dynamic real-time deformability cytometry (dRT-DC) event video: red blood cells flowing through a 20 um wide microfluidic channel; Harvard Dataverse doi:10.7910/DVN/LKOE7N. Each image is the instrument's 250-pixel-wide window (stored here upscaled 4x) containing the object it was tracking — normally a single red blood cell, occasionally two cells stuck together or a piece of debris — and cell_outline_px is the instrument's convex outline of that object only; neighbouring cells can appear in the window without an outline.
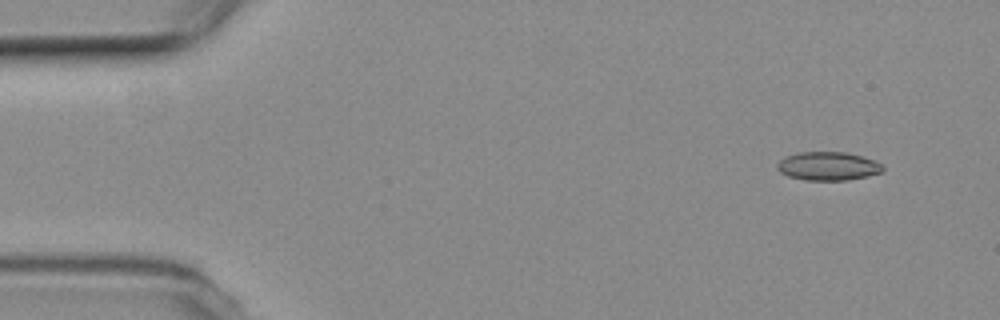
{"species": "common noctule bat (a hibernating species)", "species_latin": "Nyctalus noctula", "temperature_condition": "room temperature", "stored_images_in_passage": 51, "camera_frame_rate_fps": 3000, "um_per_image_px": 0.085, "animal": {"sex": "female", "body_mass_g": 19.3, "forearm_length_mm": 54.1}, "frame": {"image": 1, "passage_image": 1, "time_ms": 0.0, "image_size_px": [1000, 320], "cell_outline_px": [[884, 168], [880, 172], [868, 176], [848, 180], [804, 180], [788, 176], [780, 172], [776, 168], [776, 164], [780, 160], [796, 152], [848, 152], [872, 160], [880, 164]], "centroid_in_image_um": [70.34, 14.12], "position_along_channel_um": 14.7, "area_um2": 17.46}}
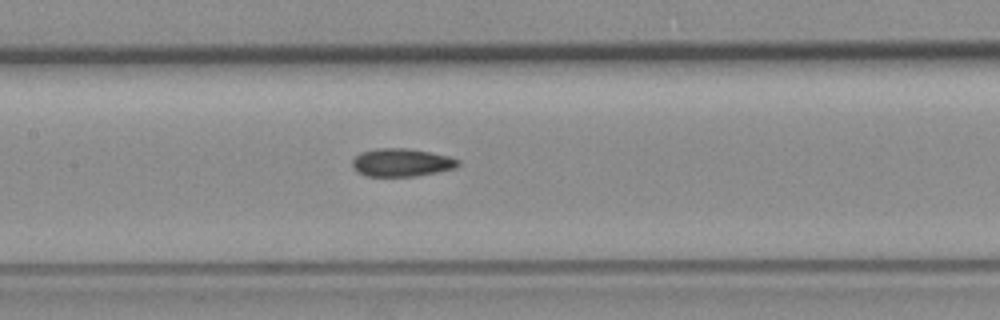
{"frame": {"image": 2, "passage_image": 22, "time_ms": 7.0, "image_size_px": [1000, 320], "cell_outline_px": [[460, 164], [456, 168], [416, 176], [364, 176], [356, 172], [352, 168], [352, 160], [360, 152], [376, 148], [408, 148], [448, 156], [460, 160]], "centroid_in_image_um": [34.09, 13.81], "position_along_channel_um": 173.3, "area_um2": 17.4}}
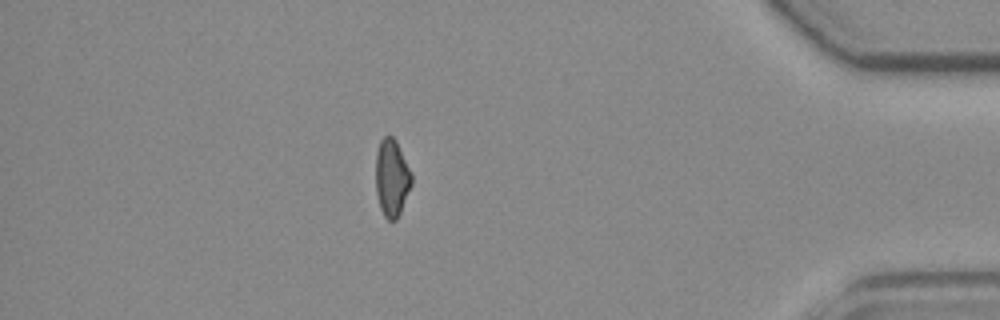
{"frame": {"image": 3, "passage_image": 44, "time_ms": 14.333, "image_size_px": [1000, 320], "cell_outline_px": [[412, 184], [400, 212], [396, 220], [388, 220], [384, 216], [380, 208], [376, 192], [376, 152], [380, 140], [384, 136], [392, 136], [396, 140], [412, 172]], "centroid_in_image_um": [33.3, 15.1], "position_along_channel_um": 401.9, "area_um2": 16.24}, "authors_computed_cell_mechanics": {"area_um2": 17.1666, "velocity_mm_per_s": 3.7664, "shape_relaxation_time_tau1_ms": null, "shape_relaxation_time_tau2_ms": 4.2854, "deformation_change_tau1": null, "deformation_change_tau2": 0.105}}